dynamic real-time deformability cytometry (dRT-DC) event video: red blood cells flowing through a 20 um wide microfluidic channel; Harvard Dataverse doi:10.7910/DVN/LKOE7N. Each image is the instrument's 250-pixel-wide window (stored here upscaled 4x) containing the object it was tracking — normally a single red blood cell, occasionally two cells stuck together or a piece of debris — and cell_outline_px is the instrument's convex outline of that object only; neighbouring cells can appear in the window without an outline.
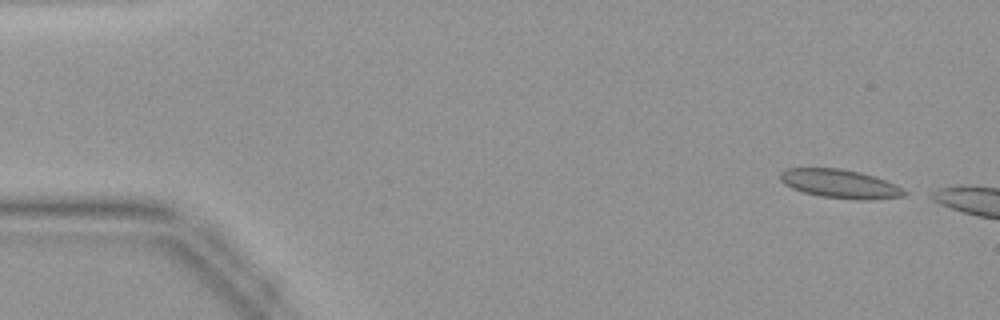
{"species": "common noctule bat (a hibernating species)", "species_latin": "Nyctalus noctula", "temperature_condition": "warm", "stored_images_in_passage": 9, "camera_frame_rate_fps": 3000, "um_per_image_px": 0.085, "animal": {"sex": "female", "body_mass_g": 19.9}, "frame": {"image": 1, "passage_image": 2, "time_ms": 0.333, "image_size_px": [1000, 320], "cell_outline_px": [[908, 192], [904, 196], [868, 200], [856, 200], [820, 196], [804, 192], [792, 188], [784, 184], [780, 180], [780, 172], [788, 168], [840, 168], [860, 172], [896, 184]], "centroid_in_image_um": [71.4, 15.63], "position_along_channel_um": 13.6, "area_um2": 20.75}}